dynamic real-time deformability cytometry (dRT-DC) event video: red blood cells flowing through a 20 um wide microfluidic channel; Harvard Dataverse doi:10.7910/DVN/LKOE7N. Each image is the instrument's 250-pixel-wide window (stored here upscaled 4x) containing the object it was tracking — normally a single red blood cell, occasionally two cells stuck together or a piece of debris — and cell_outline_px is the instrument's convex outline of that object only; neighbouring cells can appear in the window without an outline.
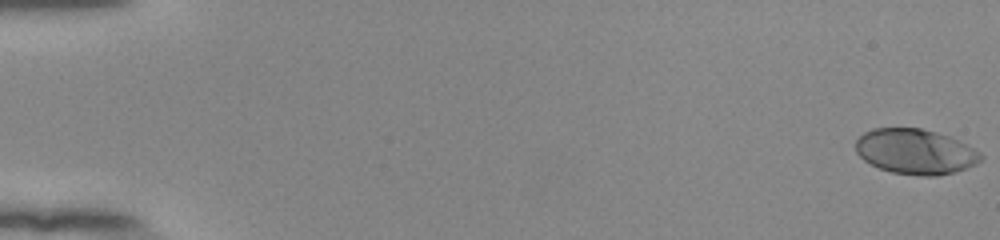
{"species": "human", "species_latin": "Homo sapiens", "temperature_condition": "room temperature", "stored_images_in_passage": 55, "camera_frame_rate_fps": 3000, "um_per_image_px": 0.085, "donor": {"sex": "female"}, "frame": {"image": 1, "passage_image": 1, "time_ms": 0.0, "image_size_px": [1000, 240], "cell_outline_px": [[984, 156], [976, 164], [952, 172], [936, 176], [920, 176], [892, 172], [880, 168], [864, 160], [856, 152], [856, 140], [864, 132], [872, 128], [920, 128], [936, 132], [948, 136], [980, 152]], "centroid_in_image_um": [77.78, 12.88], "position_along_channel_um": 7.2, "area_um2": 32.6}}
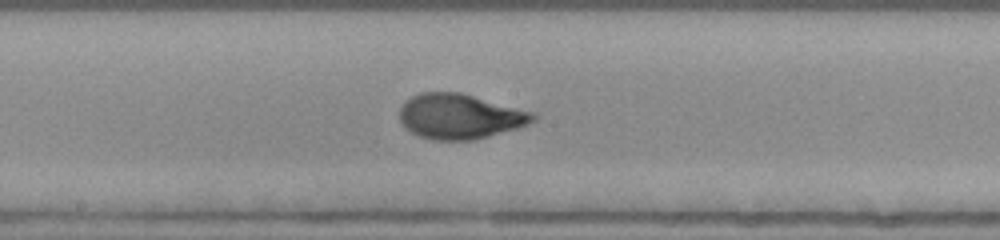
{"frame": {"image": 2, "passage_image": 31, "time_ms": 10.0, "image_size_px": [1000, 240], "cell_outline_px": [[540, 116], [536, 120], [528, 124], [516, 128], [488, 136], [472, 140], [432, 140], [420, 136], [404, 128], [400, 120], [400, 108], [404, 100], [420, 92], [460, 92], [536, 112]], "centroid_in_image_um": [39.11, 9.88], "position_along_channel_um": 209.1, "area_um2": 35.32}}
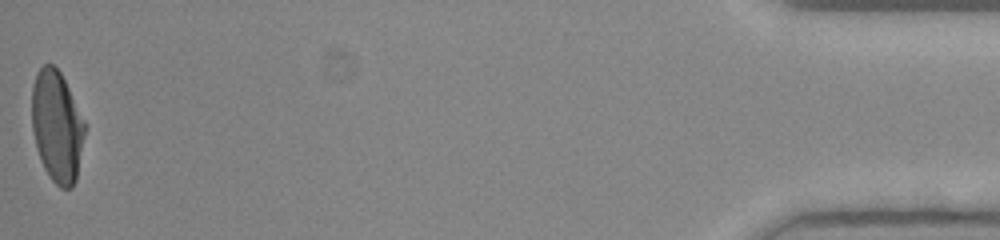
{"frame": {"image": 3, "passage_image": 55, "time_ms": 18.0, "image_size_px": [1000, 240], "cell_outline_px": [[84, 136], [76, 180], [72, 188], [60, 188], [52, 180], [44, 168], [40, 160], [36, 148], [32, 128], [32, 84], [36, 72], [44, 64], [52, 64], [60, 72], [84, 120]], "centroid_in_image_um": [4.81, 10.75], "position_along_channel_um": 430.4, "area_um2": 34.16}, "authors_computed_cell_mechanics": {"area_um2": 33.8708, "velocity_mm_per_s": 3.8814, "shape_relaxation_time_tau1_ms": 4.4569, "shape_relaxation_time_tau2_ms": null, "deformation_change_tau1": 0.2151, "deformation_change_tau2": null}}